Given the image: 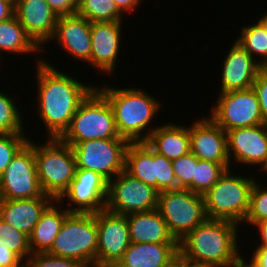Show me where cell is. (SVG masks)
<instances>
[{
  "mask_svg": "<svg viewBox=\"0 0 267 267\" xmlns=\"http://www.w3.org/2000/svg\"><path fill=\"white\" fill-rule=\"evenodd\" d=\"M252 88L258 97L263 122L267 124V68L258 73Z\"/></svg>",
  "mask_w": 267,
  "mask_h": 267,
  "instance_id": "8d00e7d4",
  "label": "cell"
},
{
  "mask_svg": "<svg viewBox=\"0 0 267 267\" xmlns=\"http://www.w3.org/2000/svg\"><path fill=\"white\" fill-rule=\"evenodd\" d=\"M0 244L15 252L24 262L31 255L29 237L0 219Z\"/></svg>",
  "mask_w": 267,
  "mask_h": 267,
  "instance_id": "1f68e13d",
  "label": "cell"
},
{
  "mask_svg": "<svg viewBox=\"0 0 267 267\" xmlns=\"http://www.w3.org/2000/svg\"><path fill=\"white\" fill-rule=\"evenodd\" d=\"M243 256V253L240 254L234 261L229 262L228 264L222 267H256L255 264L249 259L246 260ZM250 262V263H249Z\"/></svg>",
  "mask_w": 267,
  "mask_h": 267,
  "instance_id": "ee69618b",
  "label": "cell"
},
{
  "mask_svg": "<svg viewBox=\"0 0 267 267\" xmlns=\"http://www.w3.org/2000/svg\"><path fill=\"white\" fill-rule=\"evenodd\" d=\"M159 191L123 170L108 182L106 209L123 215L158 208Z\"/></svg>",
  "mask_w": 267,
  "mask_h": 267,
  "instance_id": "4fadbf2b",
  "label": "cell"
},
{
  "mask_svg": "<svg viewBox=\"0 0 267 267\" xmlns=\"http://www.w3.org/2000/svg\"><path fill=\"white\" fill-rule=\"evenodd\" d=\"M54 203V204H53ZM59 206V207H57ZM62 206L63 208H61ZM70 212L57 200H54L41 214L40 220L29 236L31 254L48 252L54 244L65 218Z\"/></svg>",
  "mask_w": 267,
  "mask_h": 267,
  "instance_id": "484cf974",
  "label": "cell"
},
{
  "mask_svg": "<svg viewBox=\"0 0 267 267\" xmlns=\"http://www.w3.org/2000/svg\"><path fill=\"white\" fill-rule=\"evenodd\" d=\"M257 22L241 27V34L236 42L251 56L256 57L262 68H267V31L263 24ZM260 58V59H259Z\"/></svg>",
  "mask_w": 267,
  "mask_h": 267,
  "instance_id": "83f0119b",
  "label": "cell"
},
{
  "mask_svg": "<svg viewBox=\"0 0 267 267\" xmlns=\"http://www.w3.org/2000/svg\"><path fill=\"white\" fill-rule=\"evenodd\" d=\"M167 123L157 126L146 142L155 152L173 161L190 152V127Z\"/></svg>",
  "mask_w": 267,
  "mask_h": 267,
  "instance_id": "d4e9b609",
  "label": "cell"
},
{
  "mask_svg": "<svg viewBox=\"0 0 267 267\" xmlns=\"http://www.w3.org/2000/svg\"><path fill=\"white\" fill-rule=\"evenodd\" d=\"M127 87L104 85L95 88L108 100L119 136L128 142H146L157 128L150 124L163 105L146 90Z\"/></svg>",
  "mask_w": 267,
  "mask_h": 267,
  "instance_id": "3957f363",
  "label": "cell"
},
{
  "mask_svg": "<svg viewBox=\"0 0 267 267\" xmlns=\"http://www.w3.org/2000/svg\"><path fill=\"white\" fill-rule=\"evenodd\" d=\"M55 66L41 57L35 63L36 114L44 123L47 138H60L64 134L80 103L97 86L70 77Z\"/></svg>",
  "mask_w": 267,
  "mask_h": 267,
  "instance_id": "6da1fadb",
  "label": "cell"
},
{
  "mask_svg": "<svg viewBox=\"0 0 267 267\" xmlns=\"http://www.w3.org/2000/svg\"><path fill=\"white\" fill-rule=\"evenodd\" d=\"M173 267H195V266H190L187 264H184L180 258L178 257L174 262H173Z\"/></svg>",
  "mask_w": 267,
  "mask_h": 267,
  "instance_id": "f6af8a7d",
  "label": "cell"
},
{
  "mask_svg": "<svg viewBox=\"0 0 267 267\" xmlns=\"http://www.w3.org/2000/svg\"><path fill=\"white\" fill-rule=\"evenodd\" d=\"M37 176L33 140L16 153L0 176V199H31L43 196Z\"/></svg>",
  "mask_w": 267,
  "mask_h": 267,
  "instance_id": "7c38bea8",
  "label": "cell"
},
{
  "mask_svg": "<svg viewBox=\"0 0 267 267\" xmlns=\"http://www.w3.org/2000/svg\"><path fill=\"white\" fill-rule=\"evenodd\" d=\"M217 97L209 117L225 132L265 124L253 88L219 93Z\"/></svg>",
  "mask_w": 267,
  "mask_h": 267,
  "instance_id": "30bf717a",
  "label": "cell"
},
{
  "mask_svg": "<svg viewBox=\"0 0 267 267\" xmlns=\"http://www.w3.org/2000/svg\"><path fill=\"white\" fill-rule=\"evenodd\" d=\"M16 0H0V22L14 15V4Z\"/></svg>",
  "mask_w": 267,
  "mask_h": 267,
  "instance_id": "60d3db41",
  "label": "cell"
},
{
  "mask_svg": "<svg viewBox=\"0 0 267 267\" xmlns=\"http://www.w3.org/2000/svg\"><path fill=\"white\" fill-rule=\"evenodd\" d=\"M231 168L236 164L262 169L267 164V124L226 131ZM233 158V159H232Z\"/></svg>",
  "mask_w": 267,
  "mask_h": 267,
  "instance_id": "2e32d148",
  "label": "cell"
},
{
  "mask_svg": "<svg viewBox=\"0 0 267 267\" xmlns=\"http://www.w3.org/2000/svg\"><path fill=\"white\" fill-rule=\"evenodd\" d=\"M252 227L257 229V235L260 240H258V245L255 247H264L267 248V220L255 223ZM259 231V232H258Z\"/></svg>",
  "mask_w": 267,
  "mask_h": 267,
  "instance_id": "7bdbcfd3",
  "label": "cell"
},
{
  "mask_svg": "<svg viewBox=\"0 0 267 267\" xmlns=\"http://www.w3.org/2000/svg\"><path fill=\"white\" fill-rule=\"evenodd\" d=\"M262 16L258 18V20L263 24L267 31V13L264 12V14H261Z\"/></svg>",
  "mask_w": 267,
  "mask_h": 267,
  "instance_id": "bcb514c9",
  "label": "cell"
},
{
  "mask_svg": "<svg viewBox=\"0 0 267 267\" xmlns=\"http://www.w3.org/2000/svg\"><path fill=\"white\" fill-rule=\"evenodd\" d=\"M198 158L191 152L172 161L178 189H185L195 177V166Z\"/></svg>",
  "mask_w": 267,
  "mask_h": 267,
  "instance_id": "e575fe53",
  "label": "cell"
},
{
  "mask_svg": "<svg viewBox=\"0 0 267 267\" xmlns=\"http://www.w3.org/2000/svg\"><path fill=\"white\" fill-rule=\"evenodd\" d=\"M209 115L190 124V152L199 160L230 163L226 132Z\"/></svg>",
  "mask_w": 267,
  "mask_h": 267,
  "instance_id": "ac0fdd59",
  "label": "cell"
},
{
  "mask_svg": "<svg viewBox=\"0 0 267 267\" xmlns=\"http://www.w3.org/2000/svg\"><path fill=\"white\" fill-rule=\"evenodd\" d=\"M96 267H114L131 244L126 215L107 209L96 213Z\"/></svg>",
  "mask_w": 267,
  "mask_h": 267,
  "instance_id": "5bb4252c",
  "label": "cell"
},
{
  "mask_svg": "<svg viewBox=\"0 0 267 267\" xmlns=\"http://www.w3.org/2000/svg\"><path fill=\"white\" fill-rule=\"evenodd\" d=\"M58 16L74 15L77 12L78 0H46Z\"/></svg>",
  "mask_w": 267,
  "mask_h": 267,
  "instance_id": "74e56055",
  "label": "cell"
},
{
  "mask_svg": "<svg viewBox=\"0 0 267 267\" xmlns=\"http://www.w3.org/2000/svg\"><path fill=\"white\" fill-rule=\"evenodd\" d=\"M126 139H93L70 145L77 168L99 173L108 182L124 170Z\"/></svg>",
  "mask_w": 267,
  "mask_h": 267,
  "instance_id": "8fae6325",
  "label": "cell"
},
{
  "mask_svg": "<svg viewBox=\"0 0 267 267\" xmlns=\"http://www.w3.org/2000/svg\"><path fill=\"white\" fill-rule=\"evenodd\" d=\"M229 168L204 194L205 211L208 219L230 220L243 224L248 213L250 192L257 179L252 176L234 175Z\"/></svg>",
  "mask_w": 267,
  "mask_h": 267,
  "instance_id": "277c9868",
  "label": "cell"
},
{
  "mask_svg": "<svg viewBox=\"0 0 267 267\" xmlns=\"http://www.w3.org/2000/svg\"><path fill=\"white\" fill-rule=\"evenodd\" d=\"M76 14L85 17L91 23L122 21L124 16L114 0H78Z\"/></svg>",
  "mask_w": 267,
  "mask_h": 267,
  "instance_id": "f1b7e54d",
  "label": "cell"
},
{
  "mask_svg": "<svg viewBox=\"0 0 267 267\" xmlns=\"http://www.w3.org/2000/svg\"><path fill=\"white\" fill-rule=\"evenodd\" d=\"M255 180L251 192L248 213L245 217L244 224H251L267 220V187L261 185Z\"/></svg>",
  "mask_w": 267,
  "mask_h": 267,
  "instance_id": "d6a6232c",
  "label": "cell"
},
{
  "mask_svg": "<svg viewBox=\"0 0 267 267\" xmlns=\"http://www.w3.org/2000/svg\"><path fill=\"white\" fill-rule=\"evenodd\" d=\"M131 243H178L158 209L126 215Z\"/></svg>",
  "mask_w": 267,
  "mask_h": 267,
  "instance_id": "cb8c5ba5",
  "label": "cell"
},
{
  "mask_svg": "<svg viewBox=\"0 0 267 267\" xmlns=\"http://www.w3.org/2000/svg\"><path fill=\"white\" fill-rule=\"evenodd\" d=\"M116 3L118 10L123 14L124 12L130 14L131 12L135 11L142 2V0H114Z\"/></svg>",
  "mask_w": 267,
  "mask_h": 267,
  "instance_id": "b9f144b4",
  "label": "cell"
},
{
  "mask_svg": "<svg viewBox=\"0 0 267 267\" xmlns=\"http://www.w3.org/2000/svg\"><path fill=\"white\" fill-rule=\"evenodd\" d=\"M97 237L96 213H70L48 253L96 267Z\"/></svg>",
  "mask_w": 267,
  "mask_h": 267,
  "instance_id": "52a82bcc",
  "label": "cell"
},
{
  "mask_svg": "<svg viewBox=\"0 0 267 267\" xmlns=\"http://www.w3.org/2000/svg\"><path fill=\"white\" fill-rule=\"evenodd\" d=\"M0 88V135L26 134L23 125L22 109L14 102L10 94H5ZM25 132V133H24Z\"/></svg>",
  "mask_w": 267,
  "mask_h": 267,
  "instance_id": "4dcf8cb0",
  "label": "cell"
},
{
  "mask_svg": "<svg viewBox=\"0 0 267 267\" xmlns=\"http://www.w3.org/2000/svg\"><path fill=\"white\" fill-rule=\"evenodd\" d=\"M124 170L159 192L178 189L172 161L155 152L147 142H129Z\"/></svg>",
  "mask_w": 267,
  "mask_h": 267,
  "instance_id": "9c48e42d",
  "label": "cell"
},
{
  "mask_svg": "<svg viewBox=\"0 0 267 267\" xmlns=\"http://www.w3.org/2000/svg\"><path fill=\"white\" fill-rule=\"evenodd\" d=\"M123 21L91 23L92 50L87 64L107 73H114L121 50Z\"/></svg>",
  "mask_w": 267,
  "mask_h": 267,
  "instance_id": "e0dca14e",
  "label": "cell"
},
{
  "mask_svg": "<svg viewBox=\"0 0 267 267\" xmlns=\"http://www.w3.org/2000/svg\"><path fill=\"white\" fill-rule=\"evenodd\" d=\"M261 170H263V173L267 174V164Z\"/></svg>",
  "mask_w": 267,
  "mask_h": 267,
  "instance_id": "7dc6e473",
  "label": "cell"
},
{
  "mask_svg": "<svg viewBox=\"0 0 267 267\" xmlns=\"http://www.w3.org/2000/svg\"><path fill=\"white\" fill-rule=\"evenodd\" d=\"M254 251V252H253ZM252 251L251 261L256 267H267V248L256 247Z\"/></svg>",
  "mask_w": 267,
  "mask_h": 267,
  "instance_id": "ab89813d",
  "label": "cell"
},
{
  "mask_svg": "<svg viewBox=\"0 0 267 267\" xmlns=\"http://www.w3.org/2000/svg\"><path fill=\"white\" fill-rule=\"evenodd\" d=\"M28 135L14 134L0 135V176L10 164L16 153L29 141Z\"/></svg>",
  "mask_w": 267,
  "mask_h": 267,
  "instance_id": "836d02e7",
  "label": "cell"
},
{
  "mask_svg": "<svg viewBox=\"0 0 267 267\" xmlns=\"http://www.w3.org/2000/svg\"><path fill=\"white\" fill-rule=\"evenodd\" d=\"M227 52L221 73L220 91L224 93L234 90L252 88L258 73L263 69L256 58L251 57L235 40Z\"/></svg>",
  "mask_w": 267,
  "mask_h": 267,
  "instance_id": "44dd1931",
  "label": "cell"
},
{
  "mask_svg": "<svg viewBox=\"0 0 267 267\" xmlns=\"http://www.w3.org/2000/svg\"><path fill=\"white\" fill-rule=\"evenodd\" d=\"M25 267H87L80 261L49 254L48 252L33 253L25 263Z\"/></svg>",
  "mask_w": 267,
  "mask_h": 267,
  "instance_id": "d590c367",
  "label": "cell"
},
{
  "mask_svg": "<svg viewBox=\"0 0 267 267\" xmlns=\"http://www.w3.org/2000/svg\"><path fill=\"white\" fill-rule=\"evenodd\" d=\"M239 226L230 220L207 218L179 242L180 260L195 267H222L234 261L241 254Z\"/></svg>",
  "mask_w": 267,
  "mask_h": 267,
  "instance_id": "7a4b0ae2",
  "label": "cell"
},
{
  "mask_svg": "<svg viewBox=\"0 0 267 267\" xmlns=\"http://www.w3.org/2000/svg\"><path fill=\"white\" fill-rule=\"evenodd\" d=\"M40 51L42 49L26 33L15 14L11 18L0 22V59L7 53L32 55V53H42Z\"/></svg>",
  "mask_w": 267,
  "mask_h": 267,
  "instance_id": "4316f807",
  "label": "cell"
},
{
  "mask_svg": "<svg viewBox=\"0 0 267 267\" xmlns=\"http://www.w3.org/2000/svg\"><path fill=\"white\" fill-rule=\"evenodd\" d=\"M34 142L33 150L41 189L57 200L75 176L77 165L73 149L60 138H48L46 143L39 145Z\"/></svg>",
  "mask_w": 267,
  "mask_h": 267,
  "instance_id": "8992f818",
  "label": "cell"
},
{
  "mask_svg": "<svg viewBox=\"0 0 267 267\" xmlns=\"http://www.w3.org/2000/svg\"><path fill=\"white\" fill-rule=\"evenodd\" d=\"M0 267H25V262L15 252L0 244Z\"/></svg>",
  "mask_w": 267,
  "mask_h": 267,
  "instance_id": "f35d334b",
  "label": "cell"
},
{
  "mask_svg": "<svg viewBox=\"0 0 267 267\" xmlns=\"http://www.w3.org/2000/svg\"><path fill=\"white\" fill-rule=\"evenodd\" d=\"M157 209L178 243L207 219L204 196L187 189L159 192Z\"/></svg>",
  "mask_w": 267,
  "mask_h": 267,
  "instance_id": "ba28073f",
  "label": "cell"
},
{
  "mask_svg": "<svg viewBox=\"0 0 267 267\" xmlns=\"http://www.w3.org/2000/svg\"><path fill=\"white\" fill-rule=\"evenodd\" d=\"M230 166V163L198 160L195 166V177H193L192 182L185 189L200 195L206 194L226 169L231 168Z\"/></svg>",
  "mask_w": 267,
  "mask_h": 267,
  "instance_id": "f546056e",
  "label": "cell"
},
{
  "mask_svg": "<svg viewBox=\"0 0 267 267\" xmlns=\"http://www.w3.org/2000/svg\"><path fill=\"white\" fill-rule=\"evenodd\" d=\"M14 14L33 41L44 50L53 37L58 15L46 0H16Z\"/></svg>",
  "mask_w": 267,
  "mask_h": 267,
  "instance_id": "ffe728a7",
  "label": "cell"
},
{
  "mask_svg": "<svg viewBox=\"0 0 267 267\" xmlns=\"http://www.w3.org/2000/svg\"><path fill=\"white\" fill-rule=\"evenodd\" d=\"M179 257V243H131L114 267H168Z\"/></svg>",
  "mask_w": 267,
  "mask_h": 267,
  "instance_id": "603a6c76",
  "label": "cell"
},
{
  "mask_svg": "<svg viewBox=\"0 0 267 267\" xmlns=\"http://www.w3.org/2000/svg\"><path fill=\"white\" fill-rule=\"evenodd\" d=\"M73 58L88 62L91 56V22L77 14L58 16L55 32L50 39Z\"/></svg>",
  "mask_w": 267,
  "mask_h": 267,
  "instance_id": "d6986e66",
  "label": "cell"
},
{
  "mask_svg": "<svg viewBox=\"0 0 267 267\" xmlns=\"http://www.w3.org/2000/svg\"><path fill=\"white\" fill-rule=\"evenodd\" d=\"M60 139L68 145L93 139H125L119 136L108 100L94 88L80 103L69 128Z\"/></svg>",
  "mask_w": 267,
  "mask_h": 267,
  "instance_id": "5b68a950",
  "label": "cell"
},
{
  "mask_svg": "<svg viewBox=\"0 0 267 267\" xmlns=\"http://www.w3.org/2000/svg\"><path fill=\"white\" fill-rule=\"evenodd\" d=\"M107 196L108 181L104 177L91 170L77 168L74 179L57 201L63 203L68 199L69 204L67 201L65 208L70 213H97L106 209Z\"/></svg>",
  "mask_w": 267,
  "mask_h": 267,
  "instance_id": "9a60e30c",
  "label": "cell"
},
{
  "mask_svg": "<svg viewBox=\"0 0 267 267\" xmlns=\"http://www.w3.org/2000/svg\"><path fill=\"white\" fill-rule=\"evenodd\" d=\"M54 200L48 194L31 199H0V219L29 237L41 214Z\"/></svg>",
  "mask_w": 267,
  "mask_h": 267,
  "instance_id": "7402d4cb",
  "label": "cell"
}]
</instances>
